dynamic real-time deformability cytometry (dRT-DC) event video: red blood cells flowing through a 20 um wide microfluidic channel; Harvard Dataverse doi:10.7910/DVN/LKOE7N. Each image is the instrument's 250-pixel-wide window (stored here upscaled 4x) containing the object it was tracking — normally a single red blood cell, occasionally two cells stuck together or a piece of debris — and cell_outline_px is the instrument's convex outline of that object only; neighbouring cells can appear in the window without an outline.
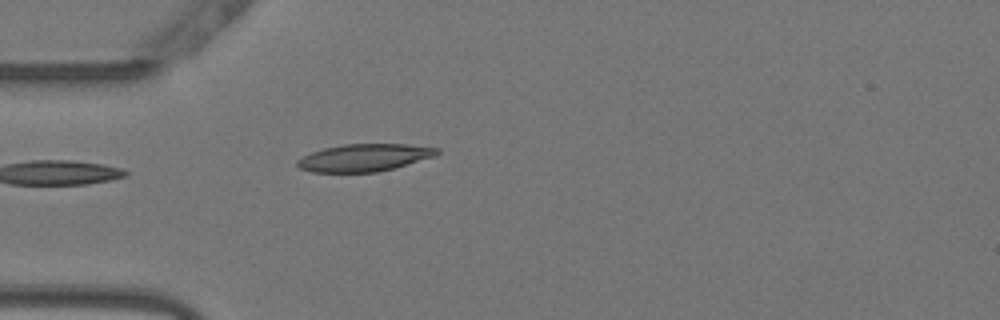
{"species": "Egyptian fruit bat (a non-hibernating species)", "species_latin": "Rousettus aegyptiacus", "temperature_condition": "warm", "stored_images_in_passage": 37, "camera_frame_rate_fps": 3000, "um_per_image_px": 0.085, "animal": {"sex": "female"}, "frame": {"image": 1, "passage_image": 1, "time_ms": 0.0, "image_size_px": [1000, 320], "cell_outline_px": [[440, 152], [436, 156], [392, 168], [376, 172], [312, 172], [300, 168], [296, 164], [296, 160], [312, 152], [324, 148], [344, 144], [404, 144], [440, 148]], "centroid_in_image_um": [30.97, 13.39], "position_along_channel_um": 54.0, "area_um2": 22.14}}
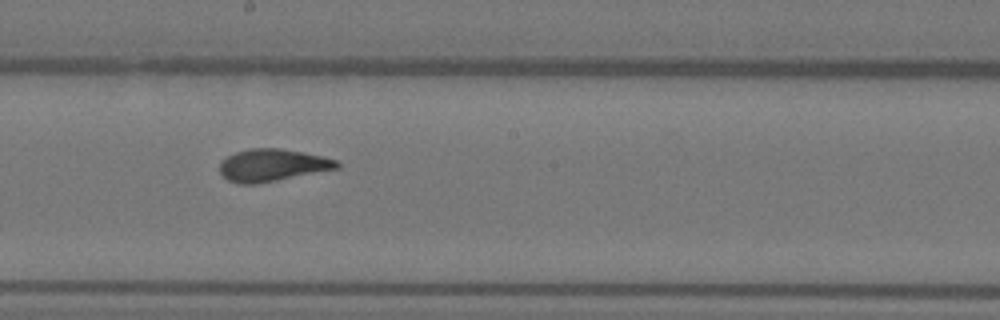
{"frame": {"image": 2, "passage_image": 15, "time_ms": 4.667, "image_size_px": [1000, 320], "cell_outline_px": [[340, 168], [256, 184], [240, 184], [228, 180], [220, 172], [220, 160], [236, 152], [252, 148], [280, 148], [304, 152], [324, 156], [336, 160], [340, 164]], "centroid_in_image_um": [23.16, 14.03], "position_along_channel_um": 225.0, "area_um2": 22.08}}
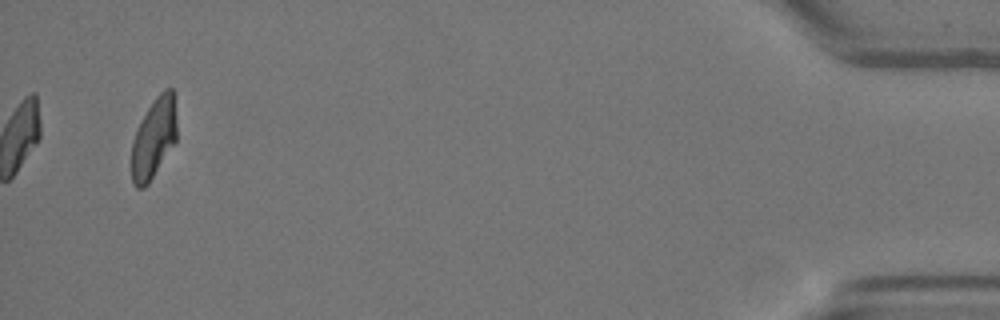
{"frame": {"image": 3, "passage_image": 37, "time_ms": 12.0, "image_size_px": [1000, 320], "cell_outline_px": [[176, 140], [148, 184], [144, 188], [136, 188], [132, 184], [132, 140], [148, 108], [156, 96], [164, 88], [172, 88], [176, 116]], "centroid_in_image_um": [13.07, 11.76], "position_along_channel_um": 422.1, "area_um2": 20.81}, "authors_computed_cell_mechanics": {"area_um2": 21.964, "velocity_mm_per_s": 3.794, "shape_relaxation_time_tau1_ms": 3.5624, "shape_relaxation_time_tau2_ms": 1.027, "deformation_change_tau1": 0.2003, "deformation_change_tau2": 0.0711}}